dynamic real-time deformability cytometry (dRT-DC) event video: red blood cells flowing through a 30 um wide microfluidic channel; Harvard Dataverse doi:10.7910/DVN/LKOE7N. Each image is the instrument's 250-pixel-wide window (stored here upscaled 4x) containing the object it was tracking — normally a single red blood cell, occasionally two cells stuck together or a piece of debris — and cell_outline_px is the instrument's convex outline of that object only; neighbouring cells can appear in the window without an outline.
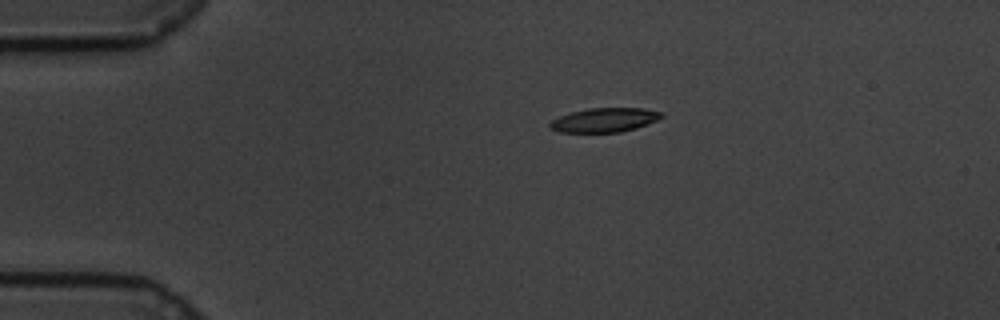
{"species": "common noctule bat (a hibernating species)", "species_latin": "Nyctalus noctula", "temperature_condition": "cold", "stored_images_in_passage": 48, "camera_frame_rate_fps": 3000, "um_per_image_px": 0.085, "animal": {"sex": "male", "body_mass_g": 19.5, "forearm_length_mm": 54.6}, "frame": {"image": 1, "passage_image": 1, "time_ms": 0.0, "image_size_px": [1000, 320], "cell_outline_px": [[664, 116], [656, 120], [636, 128], [620, 132], [560, 132], [548, 128], [548, 124], [552, 120], [560, 116], [572, 112], [588, 108], [644, 108], [664, 112]], "centroid_in_image_um": [51.38, 10.19], "position_along_channel_um": 33.6, "area_um2": 15.72}}
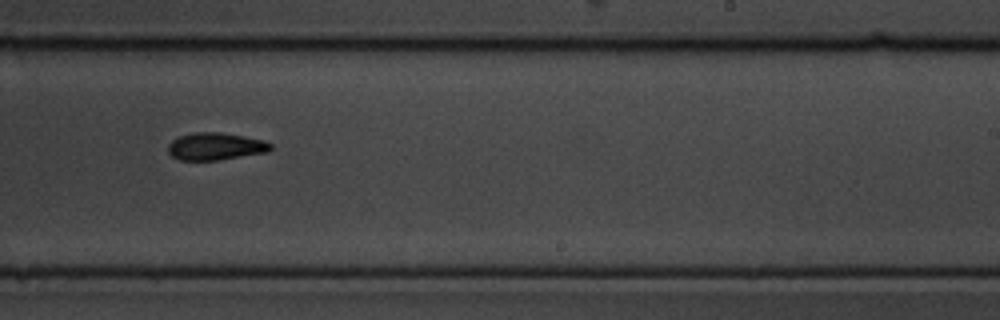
{"frame": {"image": 2, "passage_image": 26, "time_ms": 8.333, "image_size_px": [1000, 320], "cell_outline_px": [[272, 148], [268, 152], [220, 160], [180, 160], [172, 156], [168, 152], [168, 144], [172, 140], [180, 136], [196, 132], [220, 132], [244, 136], [264, 140], [272, 144]], "centroid_in_image_um": [18.33, 12.44], "position_along_channel_um": 270.7, "area_um2": 16.42}}
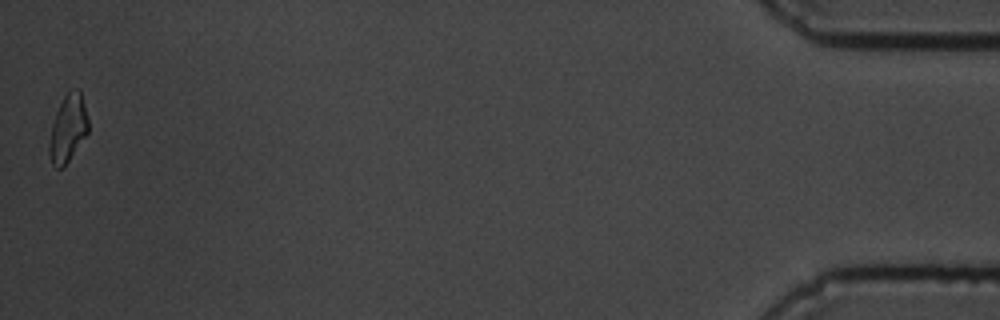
{"frame": {"image": 3, "passage_image": 48, "time_ms": 15.667, "image_size_px": [1000, 320], "cell_outline_px": [[88, 132], [64, 168], [56, 168], [52, 164], [48, 152], [48, 144], [52, 124], [56, 112], [64, 96], [68, 92], [80, 92], [88, 120]], "centroid_in_image_um": [5.74, 11.01], "position_along_channel_um": 429.5, "area_um2": 14.97}, "authors_computed_cell_mechanics": {"area_um2": 16.2418, "velocity_mm_per_s": 3.3881, "shape_relaxation_time_tau1_ms": 2.9342, "shape_relaxation_time_tau2_ms": null, "deformation_change_tau1": 0.1547, "deformation_change_tau2": null}}